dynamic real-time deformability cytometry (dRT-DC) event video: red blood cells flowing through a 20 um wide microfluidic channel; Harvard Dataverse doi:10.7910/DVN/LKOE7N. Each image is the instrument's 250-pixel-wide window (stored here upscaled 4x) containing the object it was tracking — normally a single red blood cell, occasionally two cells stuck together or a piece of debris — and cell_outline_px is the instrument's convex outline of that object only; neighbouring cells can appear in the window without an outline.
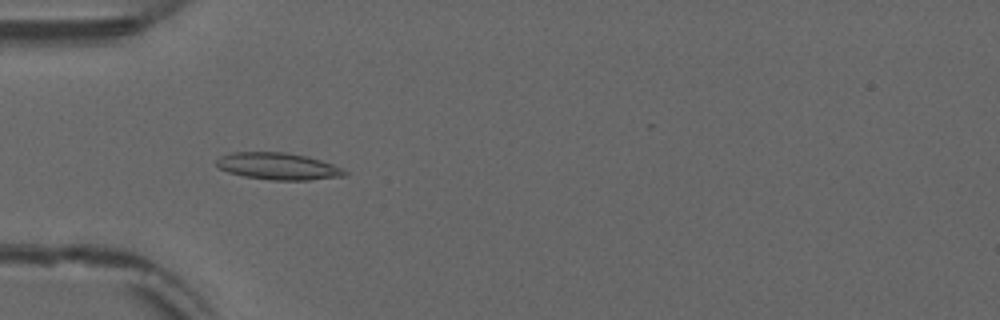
{"species": "common noctule bat (a hibernating species)", "species_latin": "Nyctalus noctula", "temperature_condition": "warm", "stored_images_in_passage": 52, "camera_frame_rate_fps": 3000, "um_per_image_px": 0.085, "animal": {"sex": "male", "forearm_length_mm": 52.5}, "frame": {"image": 1, "passage_image": 16, "time_ms": 5.0, "image_size_px": [1000, 320], "cell_outline_px": [[348, 172], [344, 176], [308, 180], [272, 180], [244, 176], [228, 172], [220, 168], [216, 164], [216, 160], [220, 156], [232, 152], [284, 152], [308, 156], [332, 164]], "centroid_in_image_um": [23.62, 14.13], "position_along_channel_um": 61.4, "area_um2": 20.0}}
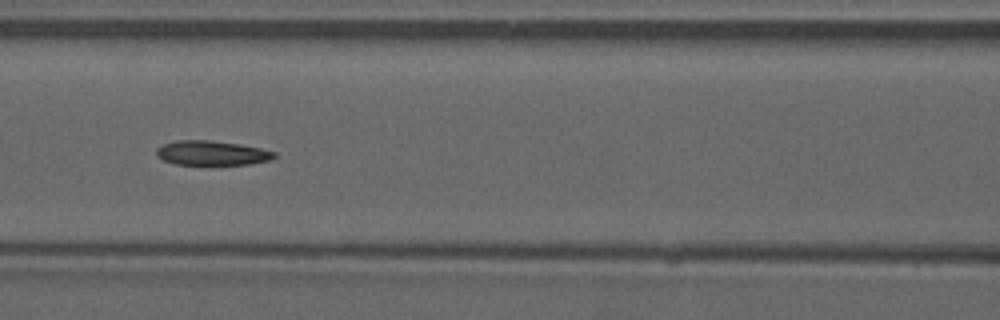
{"frame": {"image": 2, "passage_image": 23, "time_ms": 7.333, "image_size_px": [1000, 320], "cell_outline_px": [[276, 156], [272, 160], [248, 164], [176, 164], [164, 160], [156, 156], [156, 148], [164, 144], [176, 140], [208, 140], [240, 144], [260, 148], [276, 152]], "centroid_in_image_um": [18.01, 13.0], "position_along_channel_um": 148.6, "area_um2": 16.76}}
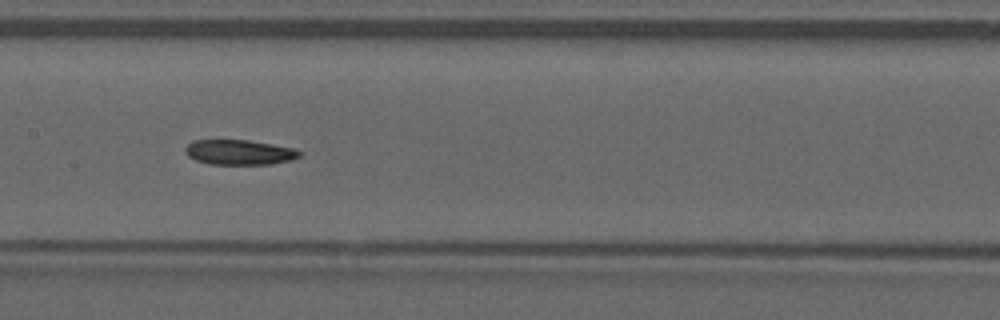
{"frame": {"image": 3, "passage_image": 26, "time_ms": 8.333, "image_size_px": [1000, 320], "cell_outline_px": [[300, 156], [292, 160], [272, 164], [208, 164], [196, 160], [188, 156], [184, 152], [184, 148], [192, 140], [248, 140], [272, 144], [292, 148], [300, 152]], "centroid_in_image_um": [20.3, 12.94], "position_along_channel_um": 187.1, "area_um2": 16.65}, "authors_computed_cell_mechanics": {"area_um2": 17.4267, "velocity_mm_per_s": 3.8592, "shape_relaxation_time_tau1_ms": null, "shape_relaxation_time_tau2_ms": 9.9768, "deformation_change_tau1": null, "deformation_change_tau2": 0.1635}}